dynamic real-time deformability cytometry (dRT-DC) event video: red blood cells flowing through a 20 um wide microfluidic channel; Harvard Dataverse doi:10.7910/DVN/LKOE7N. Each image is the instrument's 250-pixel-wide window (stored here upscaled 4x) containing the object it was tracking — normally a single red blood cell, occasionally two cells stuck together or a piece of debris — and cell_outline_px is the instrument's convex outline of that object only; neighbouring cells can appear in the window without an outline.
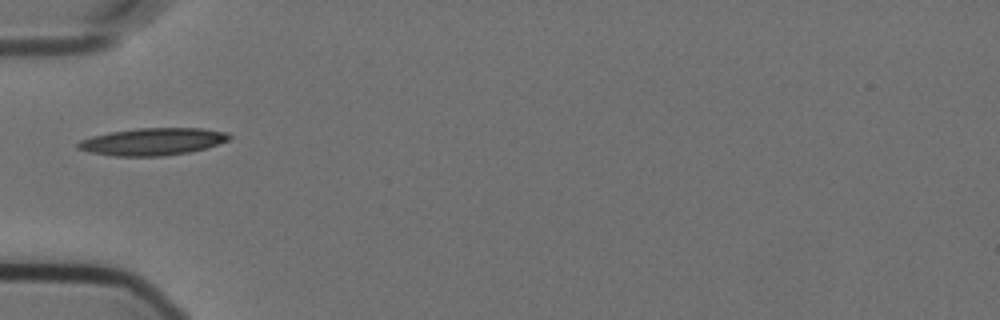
{"species": "Egyptian fruit bat (a non-hibernating species)", "species_latin": "Rousettus aegyptiacus", "temperature_condition": "cold", "stored_images_in_passage": 33, "camera_frame_rate_fps": 3000, "um_per_image_px": 0.085, "animal": {"sex": "female"}, "frame": {"image": 1, "passage_image": 1, "time_ms": 0.0, "image_size_px": [1000, 320], "cell_outline_px": [[232, 136], [228, 140], [208, 148], [188, 152], [164, 156], [112, 156], [88, 152], [76, 148], [76, 144], [80, 140], [92, 136], [108, 132], [136, 128], [200, 128], [228, 132]], "centroid_in_image_um": [12.95, 12.04], "position_along_channel_um": 72.0, "area_um2": 24.28}}
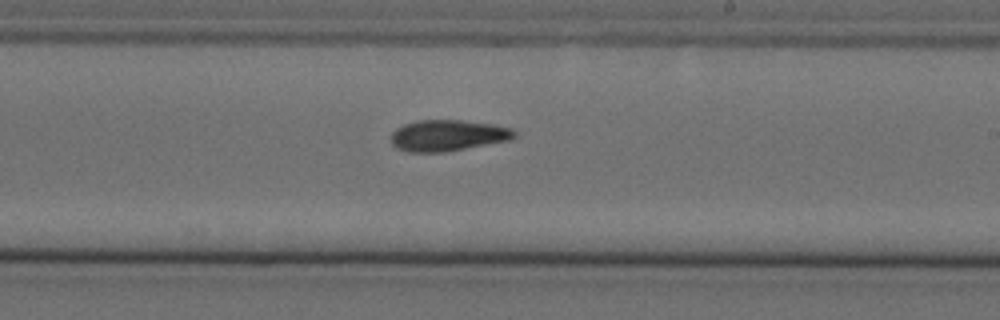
{"frame": {"image": 2, "passage_image": 16, "time_ms": 5.0, "image_size_px": [1000, 320], "cell_outline_px": [[516, 136], [512, 140], [444, 152], [408, 152], [396, 148], [392, 144], [392, 132], [396, 128], [404, 124], [416, 120], [460, 120], [496, 124], [512, 128], [516, 132]], "centroid_in_image_um": [38.09, 11.51], "position_along_channel_um": 250.9, "area_um2": 22.66}}
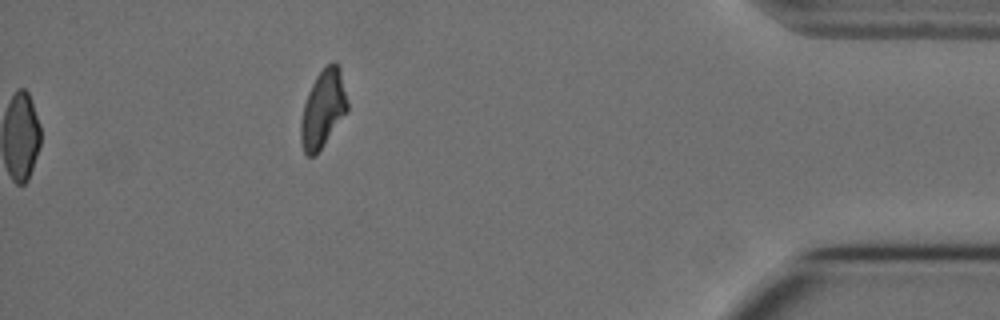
{"frame": {"image": 3, "passage_image": 33, "time_ms": 10.667, "image_size_px": [1000, 320], "cell_outline_px": [[348, 112], [316, 156], [308, 156], [304, 152], [300, 140], [300, 120], [304, 104], [308, 92], [316, 76], [332, 60], [340, 68], [348, 104]], "centroid_in_image_um": [27.45, 9.29], "position_along_channel_um": 407.7, "area_um2": 21.21}, "authors_computed_cell_mechanics": {"area_um2": 22.0796, "velocity_mm_per_s": 3.5723, "shape_relaxation_time_tau1_ms": 7.9332, "shape_relaxation_time_tau2_ms": 4.7703, "deformation_change_tau1": 0.201, "deformation_change_tau2": 0.117}}